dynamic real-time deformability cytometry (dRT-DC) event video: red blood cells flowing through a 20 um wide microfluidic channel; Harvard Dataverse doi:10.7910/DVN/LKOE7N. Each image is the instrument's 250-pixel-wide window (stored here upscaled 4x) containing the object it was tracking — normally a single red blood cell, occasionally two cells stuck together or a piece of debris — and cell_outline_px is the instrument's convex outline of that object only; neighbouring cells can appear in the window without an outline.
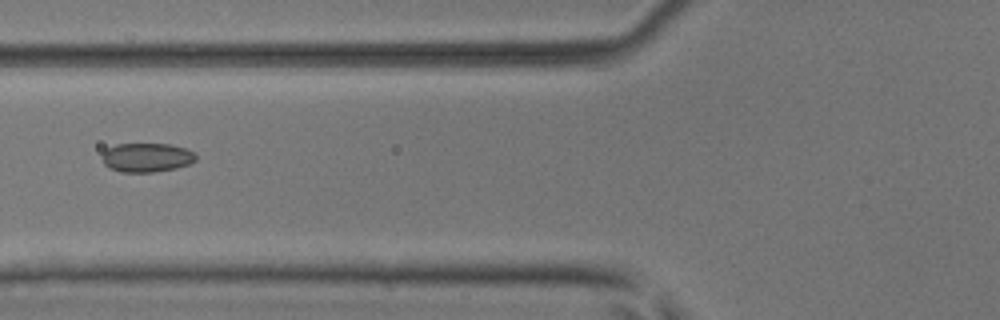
{"species": "common noctule bat (a hibernating species)", "species_latin": "Nyctalus noctula", "temperature_condition": "room temperature", "stored_images_in_passage": 3, "camera_frame_rate_fps": 3000, "um_per_image_px": 0.085, "animal": {"sex": "male", "body_mass_g": 17.9, "forearm_length_mm": 54.2}, "frame": {"image": 1, "passage_image": 2, "time_ms": 0.333, "image_size_px": [1000, 320], "cell_outline_px": [[196, 160], [188, 164], [176, 168], [152, 172], [120, 172], [104, 164], [104, 152], [108, 148], [116, 144], [172, 144], [184, 148], [192, 152], [196, 156]], "centroid_in_image_um": [12.49, 13.38], "position_along_channel_um": 113.3, "area_um2": 15.61}}
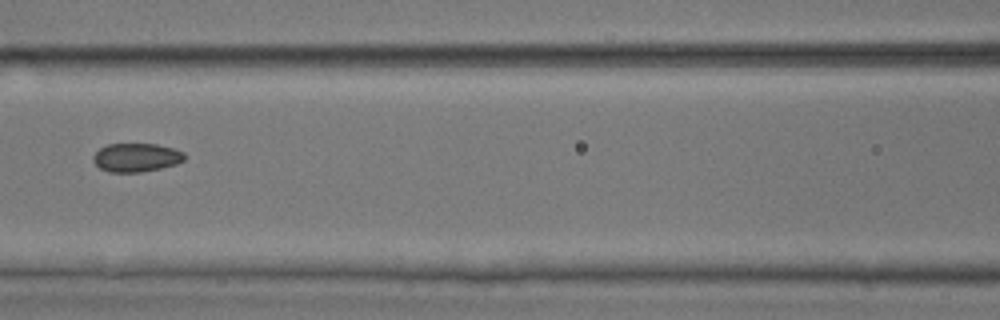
{"frame": {"image": 2, "passage_image": 3, "time_ms": 0.667, "image_size_px": [1000, 320], "cell_outline_px": [[184, 160], [176, 164], [160, 168], [140, 172], [108, 172], [100, 168], [92, 160], [92, 156], [100, 148], [108, 144], [156, 144], [172, 148], [184, 152]], "centroid_in_image_um": [11.56, 13.39], "position_along_channel_um": 155.0, "area_um2": 15.14}}